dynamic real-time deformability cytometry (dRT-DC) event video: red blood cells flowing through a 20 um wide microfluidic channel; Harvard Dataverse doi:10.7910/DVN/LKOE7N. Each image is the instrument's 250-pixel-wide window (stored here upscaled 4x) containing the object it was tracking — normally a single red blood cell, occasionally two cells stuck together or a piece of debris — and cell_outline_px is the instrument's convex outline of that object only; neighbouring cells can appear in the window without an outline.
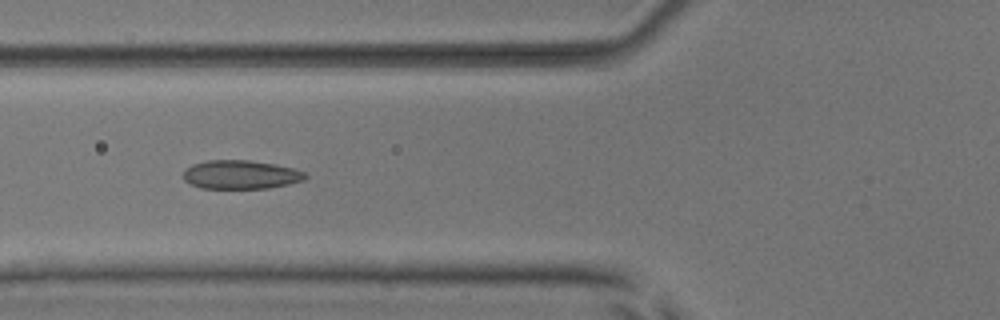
{"species": "common noctule bat (a hibernating species)", "species_latin": "Nyctalus noctula", "temperature_condition": "room temperature", "stored_images_in_passage": 4, "camera_frame_rate_fps": 3000, "um_per_image_px": 0.085, "animal": {"sex": "male", "body_mass_g": 17.9, "forearm_length_mm": 54.2}, "frame": {"image": 1, "passage_image": 2, "time_ms": 1.0, "image_size_px": [1000, 320], "cell_outline_px": [[308, 176], [304, 180], [288, 184], [268, 188], [200, 188], [184, 180], [184, 168], [192, 164], [208, 160], [248, 160], [276, 164], [292, 168], [304, 172]], "centroid_in_image_um": [20.45, 14.84], "position_along_channel_um": 105.3, "area_um2": 20.4}}
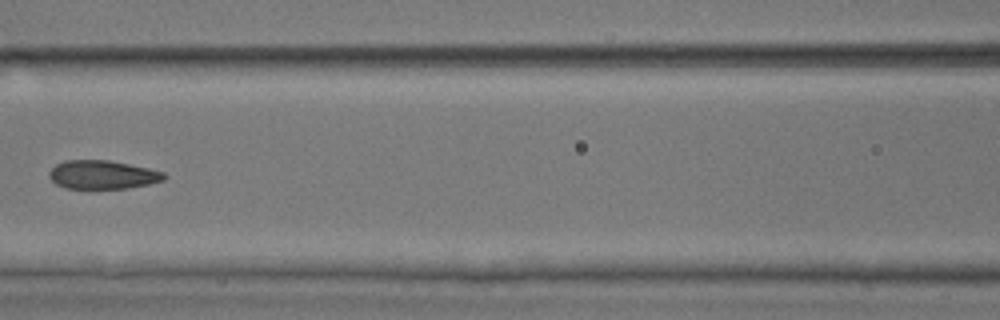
{"frame": {"image": 2, "passage_image": 3, "time_ms": 2.333, "image_size_px": [1000, 320], "cell_outline_px": [[168, 176], [164, 180], [148, 184], [128, 188], [64, 188], [56, 184], [48, 176], [48, 172], [56, 164], [64, 160], [108, 160], [148, 168], [164, 172]], "centroid_in_image_um": [8.7, 14.85], "position_along_channel_um": 157.9, "area_um2": 19.13}}